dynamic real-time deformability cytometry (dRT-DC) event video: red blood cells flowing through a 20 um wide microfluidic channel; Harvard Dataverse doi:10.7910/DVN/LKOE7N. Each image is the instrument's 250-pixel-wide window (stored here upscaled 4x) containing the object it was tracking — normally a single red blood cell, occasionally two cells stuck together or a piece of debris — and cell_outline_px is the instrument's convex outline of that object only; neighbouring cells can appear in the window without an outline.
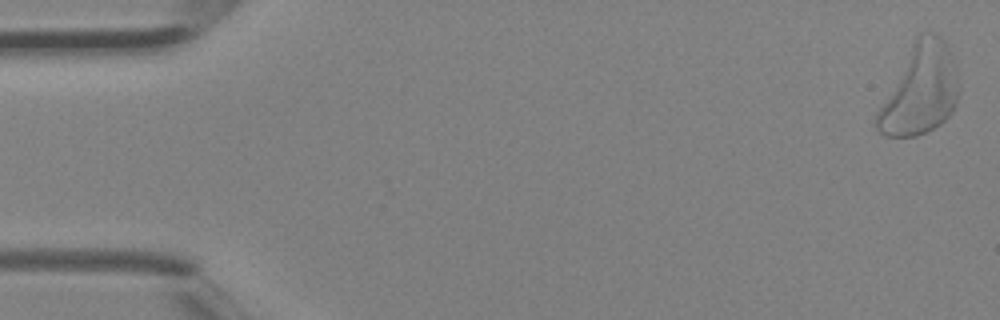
{"species": "Egyptian fruit bat (a non-hibernating species)", "species_latin": "Rousettus aegyptiacus", "temperature_condition": "room temperature", "stored_images_in_passage": 4, "camera_frame_rate_fps": 3000, "um_per_image_px": 0.085, "animal": {"sex": "female"}, "frame": {"image": 1, "passage_image": 1, "time_ms": 0.0, "image_size_px": [1000, 320], "cell_outline_px": [[956, 104], [952, 112], [940, 124], [916, 136], [884, 136], [876, 128], [876, 112], [916, 36], [924, 32], [932, 32], [940, 36], [948, 48], [956, 88]], "centroid_in_image_um": [78.13, 7.66], "position_along_channel_um": 6.9, "area_um2": 41.44}}
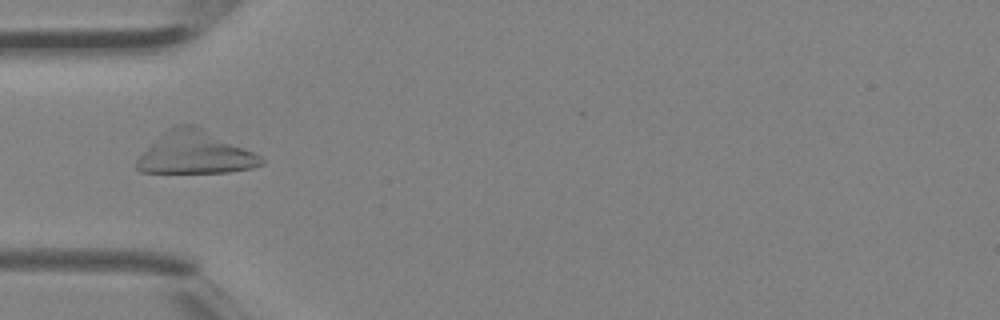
{"frame": {"image": 2, "passage_image": 3, "time_ms": 0.667, "image_size_px": [1000, 320], "cell_outline_px": [[264, 164], [252, 168], [228, 172], [140, 172], [136, 168], [136, 160], [172, 124], [196, 124], [256, 152], [264, 160]], "centroid_in_image_um": [16.65, 12.96], "position_along_channel_um": 68.4, "area_um2": 30.87}}
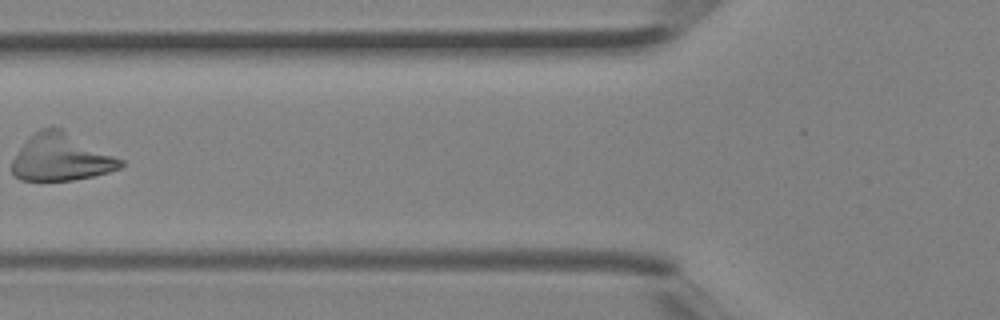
{"frame": {"image": 3, "passage_image": 4, "time_ms": 1.0, "image_size_px": [1000, 320], "cell_outline_px": [[124, 164], [120, 168], [108, 172], [92, 176], [72, 180], [20, 180], [12, 172], [12, 160], [28, 136], [32, 132], [40, 128], [60, 128], [124, 160]], "centroid_in_image_um": [5.18, 13.38], "position_along_channel_um": 120.6, "area_um2": 29.59}}